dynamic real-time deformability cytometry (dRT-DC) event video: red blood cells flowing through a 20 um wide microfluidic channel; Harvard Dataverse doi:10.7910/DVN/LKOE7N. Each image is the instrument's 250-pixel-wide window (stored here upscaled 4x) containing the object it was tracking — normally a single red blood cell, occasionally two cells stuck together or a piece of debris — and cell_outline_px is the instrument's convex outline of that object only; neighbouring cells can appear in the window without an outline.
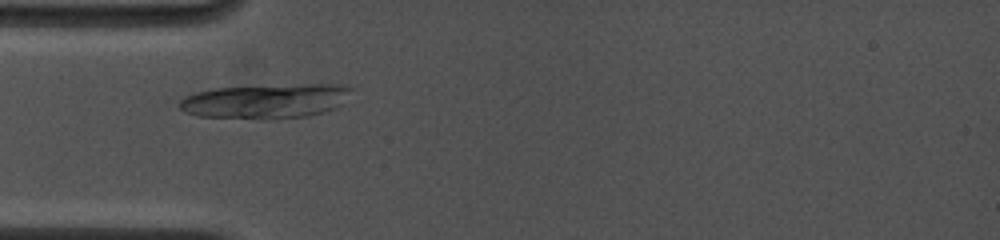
{"species": "common noctule bat (a hibernating species)", "species_latin": "Nyctalus noctula", "temperature_condition": "cold", "stored_images_in_passage": 4, "camera_frame_rate_fps": 4500, "um_per_image_px": 0.085, "animal": {"sex": "female", "body_mass_g": 19.0, "forearm_length_mm": 53.3}, "frame": {"image": 1, "passage_image": 4, "time_ms": 2.667, "image_size_px": [1000, 240], "cell_outline_px": [[352, 88], [344, 104], [336, 108], [324, 112], [308, 116], [196, 116], [184, 112], [180, 108], [180, 100], [184, 96], [196, 92], [216, 88], [304, 84], [344, 84]], "centroid_in_image_um": [22.65, 8.54], "position_along_channel_um": 62.4, "area_um2": 33.41}}